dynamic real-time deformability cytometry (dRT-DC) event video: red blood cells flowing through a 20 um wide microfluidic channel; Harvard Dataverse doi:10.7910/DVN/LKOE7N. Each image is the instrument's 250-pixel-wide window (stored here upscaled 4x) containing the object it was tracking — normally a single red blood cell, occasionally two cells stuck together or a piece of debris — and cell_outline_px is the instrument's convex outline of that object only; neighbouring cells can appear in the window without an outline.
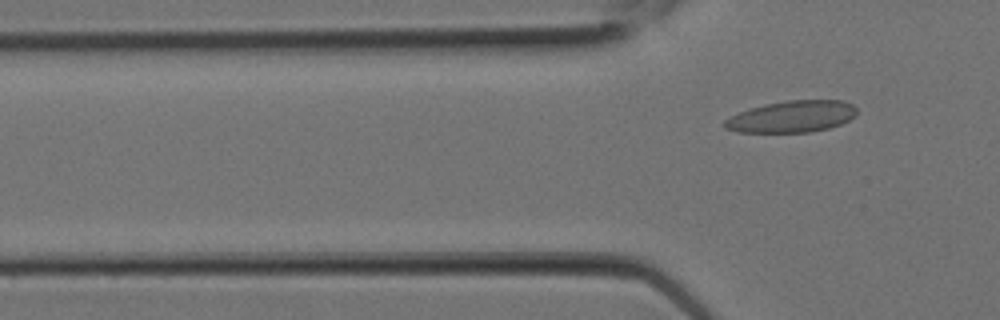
{"species": "Egyptian fruit bat (a non-hibernating species)", "species_latin": "Rousettus aegyptiacus", "temperature_condition": "room temperature", "stored_images_in_passage": 3, "camera_frame_rate_fps": 3000, "um_per_image_px": 0.085, "animal": {"sex": "female"}, "frame": {"image": 1, "passage_image": 3, "time_ms": 0.667, "image_size_px": [1000, 320], "cell_outline_px": [[856, 116], [840, 124], [828, 128], [812, 132], [736, 132], [724, 128], [724, 120], [740, 112], [764, 104], [788, 100], [844, 100], [852, 104], [856, 108]], "centroid_in_image_um": [67.33, 9.91], "position_along_channel_um": 58.5, "area_um2": 24.33}}